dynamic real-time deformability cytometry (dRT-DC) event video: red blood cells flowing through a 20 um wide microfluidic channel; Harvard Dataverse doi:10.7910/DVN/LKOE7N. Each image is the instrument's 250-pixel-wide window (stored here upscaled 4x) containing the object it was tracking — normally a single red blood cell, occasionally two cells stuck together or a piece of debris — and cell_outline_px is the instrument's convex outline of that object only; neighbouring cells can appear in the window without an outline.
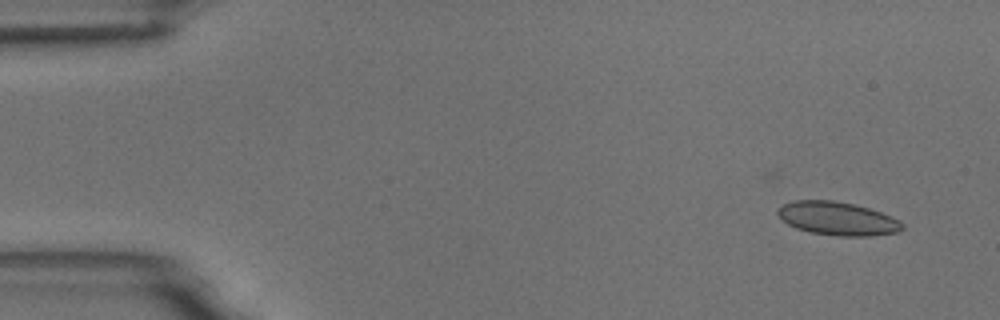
{"species": "common noctule bat (a hibernating species)", "species_latin": "Nyctalus noctula", "temperature_condition": "room temperature", "stored_images_in_passage": 7, "camera_frame_rate_fps": 3000, "um_per_image_px": 0.085, "animal": {"sex": "male", "body_mass_g": 18.8}, "frame": {"image": 1, "passage_image": 3, "time_ms": 2.333, "image_size_px": [1000, 320], "cell_outline_px": [[904, 228], [900, 232], [872, 236], [840, 236], [812, 232], [796, 228], [788, 224], [776, 212], [776, 208], [792, 200], [832, 200], [856, 204], [880, 212], [900, 220], [904, 224]], "centroid_in_image_um": [71.22, 18.57], "position_along_channel_um": 13.8, "area_um2": 24.33}}
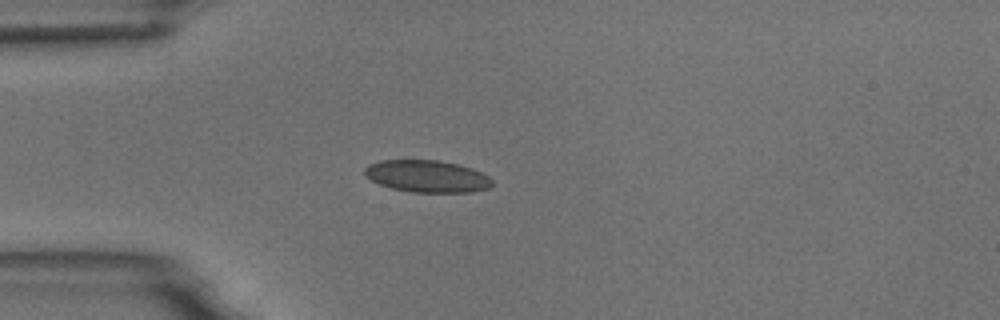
{"frame": {"image": 2, "passage_image": 6, "time_ms": 6.0, "image_size_px": [1000, 320], "cell_outline_px": [[492, 184], [488, 188], [472, 192], [412, 192], [392, 188], [380, 184], [364, 176], [364, 168], [368, 164], [380, 160], [436, 160], [456, 164], [472, 168], [488, 176], [492, 180]], "centroid_in_image_um": [36.27, 14.98], "position_along_channel_um": 48.7, "area_um2": 23.76}}